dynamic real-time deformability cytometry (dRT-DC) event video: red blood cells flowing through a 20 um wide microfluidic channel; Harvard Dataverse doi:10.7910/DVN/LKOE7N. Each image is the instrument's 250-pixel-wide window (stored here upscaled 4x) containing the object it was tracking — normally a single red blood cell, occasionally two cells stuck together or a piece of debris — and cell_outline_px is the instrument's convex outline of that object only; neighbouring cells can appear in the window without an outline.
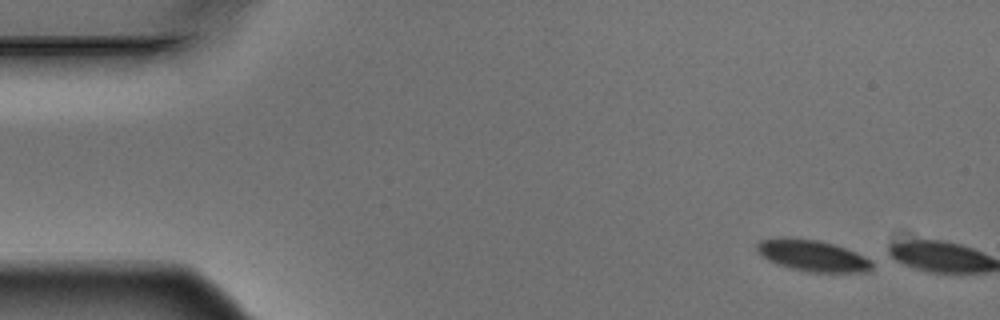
{"species": "Egyptian fruit bat (a non-hibernating species)", "species_latin": "Rousettus aegyptiacus", "temperature_condition": "warm", "stored_images_in_passage": 2, "camera_frame_rate_fps": 3000, "um_per_image_px": 0.085, "animal": {"sex": "male"}, "frame": {"image": 1, "passage_image": 1, "time_ms": 0.0, "image_size_px": [1000, 320], "cell_outline_px": [[872, 268], [868, 272], [808, 272], [776, 264], [768, 260], [756, 252], [756, 244], [760, 240], [784, 236], [788, 236], [820, 240], [856, 252], [872, 260]], "centroid_in_image_um": [69.02, 21.71], "position_along_channel_um": 16.0, "area_um2": 21.33}}